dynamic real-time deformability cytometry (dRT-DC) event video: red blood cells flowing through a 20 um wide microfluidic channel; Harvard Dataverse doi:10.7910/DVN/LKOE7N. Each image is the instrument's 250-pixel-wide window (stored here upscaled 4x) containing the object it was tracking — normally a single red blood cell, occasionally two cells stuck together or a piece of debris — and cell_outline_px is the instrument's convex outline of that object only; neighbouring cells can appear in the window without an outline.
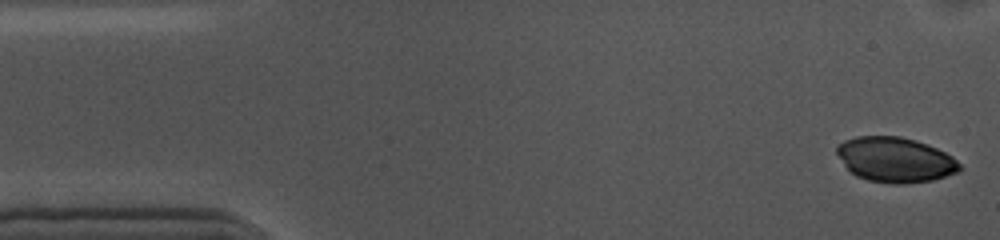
{"species": "common noctule bat (a hibernating species)", "species_latin": "Nyctalus noctula", "temperature_condition": "cold", "stored_images_in_passage": 54, "camera_frame_rate_fps": 3000, "um_per_image_px": 0.085, "animal": {"sex": "female", "body_mass_g": 10.0, "forearm_length_mm": 53.1}, "frame": {"image": 1, "passage_image": 1, "time_ms": 0.0, "image_size_px": [1000, 240], "cell_outline_px": [[960, 168], [956, 172], [932, 180], [904, 184], [892, 184], [868, 180], [856, 176], [844, 164], [836, 152], [836, 148], [844, 140], [856, 136], [900, 136], [916, 140], [928, 144], [952, 156], [960, 164]], "centroid_in_image_um": [76.08, 13.57], "position_along_channel_um": 8.9, "area_um2": 32.02}}
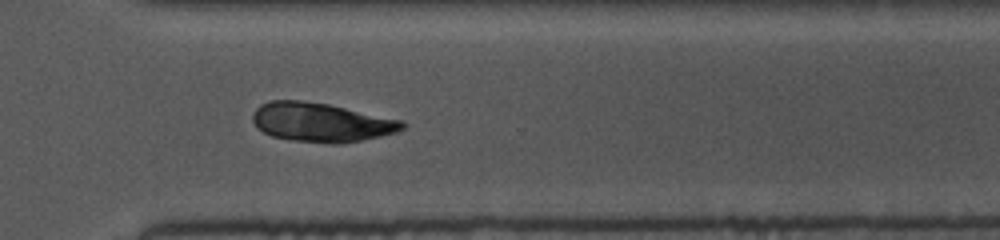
{"frame": {"image": 2, "passage_image": 38, "time_ms": 12.333, "image_size_px": [1000, 240], "cell_outline_px": [[404, 128], [396, 132], [364, 140], [340, 144], [328, 144], [292, 140], [272, 136], [264, 132], [252, 120], [252, 116], [256, 108], [260, 104], [272, 100], [300, 100], [328, 104], [404, 120]], "centroid_in_image_um": [27.32, 10.4], "position_along_channel_um": 343.3, "area_um2": 34.1}}
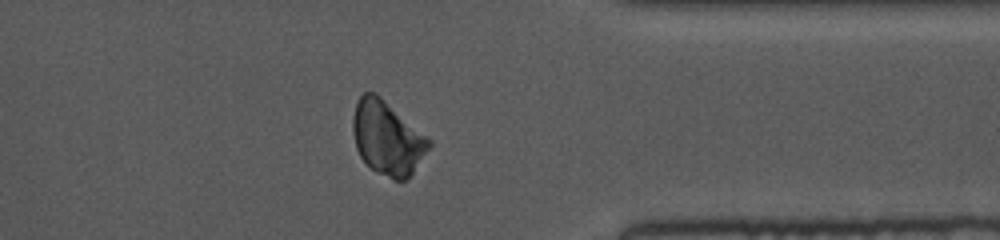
{"frame": {"image": 3, "passage_image": 42, "time_ms": 13.667, "image_size_px": [1000, 240], "cell_outline_px": [[432, 144], [412, 172], [404, 180], [392, 180], [376, 172], [360, 156], [356, 148], [352, 128], [352, 120], [356, 100], [364, 92], [376, 92], [432, 140]], "centroid_in_image_um": [32.9, 11.7], "position_along_channel_um": 378.5, "area_um2": 32.66}}